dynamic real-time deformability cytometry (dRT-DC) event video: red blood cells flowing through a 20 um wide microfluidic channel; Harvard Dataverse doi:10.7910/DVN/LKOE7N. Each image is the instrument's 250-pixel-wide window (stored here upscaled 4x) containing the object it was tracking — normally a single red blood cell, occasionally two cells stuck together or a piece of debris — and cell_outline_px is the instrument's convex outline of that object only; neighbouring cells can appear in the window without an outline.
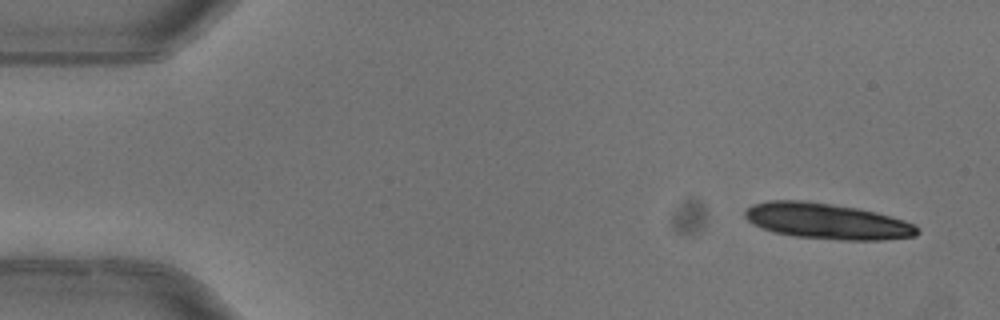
{"species": "common noctule bat (a hibernating species)", "species_latin": "Nyctalus noctula", "temperature_condition": "warm", "stored_images_in_passage": 4, "camera_frame_rate_fps": 3000, "um_per_image_px": 0.085, "animal": {"sex": "female"}, "frame": {"image": 1, "passage_image": 1, "time_ms": 0.0, "image_size_px": [1000, 320], "cell_outline_px": [[920, 232], [916, 236], [884, 240], [840, 240], [792, 236], [772, 232], [752, 224], [744, 216], [744, 212], [752, 204], [768, 200], [800, 200], [856, 208], [876, 212], [904, 220], [916, 224], [920, 228]], "centroid_in_image_um": [70.31, 18.81], "position_along_channel_um": 14.7, "area_um2": 36.13}}